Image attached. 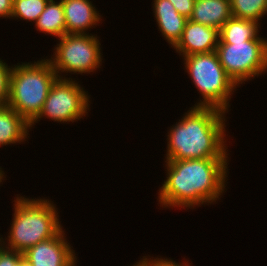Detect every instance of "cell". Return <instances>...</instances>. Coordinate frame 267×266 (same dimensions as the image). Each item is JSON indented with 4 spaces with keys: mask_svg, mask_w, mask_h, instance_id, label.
Wrapping results in <instances>:
<instances>
[{
    "mask_svg": "<svg viewBox=\"0 0 267 266\" xmlns=\"http://www.w3.org/2000/svg\"><path fill=\"white\" fill-rule=\"evenodd\" d=\"M229 158L165 160L166 180L158 201L164 208L213 204L225 191Z\"/></svg>",
    "mask_w": 267,
    "mask_h": 266,
    "instance_id": "1",
    "label": "cell"
},
{
    "mask_svg": "<svg viewBox=\"0 0 267 266\" xmlns=\"http://www.w3.org/2000/svg\"><path fill=\"white\" fill-rule=\"evenodd\" d=\"M226 112L192 106L167 132L166 160L229 158Z\"/></svg>",
    "mask_w": 267,
    "mask_h": 266,
    "instance_id": "2",
    "label": "cell"
},
{
    "mask_svg": "<svg viewBox=\"0 0 267 266\" xmlns=\"http://www.w3.org/2000/svg\"><path fill=\"white\" fill-rule=\"evenodd\" d=\"M18 196L13 201L14 215L8 236L4 239L0 236V244L6 249L24 253L39 242L56 236L63 226L53 201L45 197L29 199L25 195Z\"/></svg>",
    "mask_w": 267,
    "mask_h": 266,
    "instance_id": "3",
    "label": "cell"
},
{
    "mask_svg": "<svg viewBox=\"0 0 267 266\" xmlns=\"http://www.w3.org/2000/svg\"><path fill=\"white\" fill-rule=\"evenodd\" d=\"M21 63L12 65L7 105L30 124L41 112L58 75L46 58Z\"/></svg>",
    "mask_w": 267,
    "mask_h": 266,
    "instance_id": "4",
    "label": "cell"
},
{
    "mask_svg": "<svg viewBox=\"0 0 267 266\" xmlns=\"http://www.w3.org/2000/svg\"><path fill=\"white\" fill-rule=\"evenodd\" d=\"M182 59L185 71L203 97L194 107H213L228 113L231 96L239 86L225 72L217 52L197 53Z\"/></svg>",
    "mask_w": 267,
    "mask_h": 266,
    "instance_id": "5",
    "label": "cell"
},
{
    "mask_svg": "<svg viewBox=\"0 0 267 266\" xmlns=\"http://www.w3.org/2000/svg\"><path fill=\"white\" fill-rule=\"evenodd\" d=\"M93 34H65L55 46L53 57L47 60L58 78H65L62 73L90 74L102 66L101 43ZM62 72V73H61Z\"/></svg>",
    "mask_w": 267,
    "mask_h": 266,
    "instance_id": "6",
    "label": "cell"
},
{
    "mask_svg": "<svg viewBox=\"0 0 267 266\" xmlns=\"http://www.w3.org/2000/svg\"><path fill=\"white\" fill-rule=\"evenodd\" d=\"M216 52L225 72L238 86L267 72V40L219 42Z\"/></svg>",
    "mask_w": 267,
    "mask_h": 266,
    "instance_id": "7",
    "label": "cell"
},
{
    "mask_svg": "<svg viewBox=\"0 0 267 266\" xmlns=\"http://www.w3.org/2000/svg\"><path fill=\"white\" fill-rule=\"evenodd\" d=\"M84 89L72 77L57 78L50 88L41 112L30 123V128L32 129V126L43 117L58 123H73L86 116L91 100L88 91Z\"/></svg>",
    "mask_w": 267,
    "mask_h": 266,
    "instance_id": "8",
    "label": "cell"
},
{
    "mask_svg": "<svg viewBox=\"0 0 267 266\" xmlns=\"http://www.w3.org/2000/svg\"><path fill=\"white\" fill-rule=\"evenodd\" d=\"M65 237L62 229L56 236L28 248L23 257L32 266H71L77 256Z\"/></svg>",
    "mask_w": 267,
    "mask_h": 266,
    "instance_id": "9",
    "label": "cell"
},
{
    "mask_svg": "<svg viewBox=\"0 0 267 266\" xmlns=\"http://www.w3.org/2000/svg\"><path fill=\"white\" fill-rule=\"evenodd\" d=\"M218 43L219 30L217 28L188 19L180 40L173 48L183 57L216 51Z\"/></svg>",
    "mask_w": 267,
    "mask_h": 266,
    "instance_id": "10",
    "label": "cell"
},
{
    "mask_svg": "<svg viewBox=\"0 0 267 266\" xmlns=\"http://www.w3.org/2000/svg\"><path fill=\"white\" fill-rule=\"evenodd\" d=\"M64 8L66 34H88L100 23L101 15L90 0H61Z\"/></svg>",
    "mask_w": 267,
    "mask_h": 266,
    "instance_id": "11",
    "label": "cell"
},
{
    "mask_svg": "<svg viewBox=\"0 0 267 266\" xmlns=\"http://www.w3.org/2000/svg\"><path fill=\"white\" fill-rule=\"evenodd\" d=\"M153 13L158 28L171 47L180 40L187 18L177 12L169 0H153Z\"/></svg>",
    "mask_w": 267,
    "mask_h": 266,
    "instance_id": "12",
    "label": "cell"
},
{
    "mask_svg": "<svg viewBox=\"0 0 267 266\" xmlns=\"http://www.w3.org/2000/svg\"><path fill=\"white\" fill-rule=\"evenodd\" d=\"M231 17L230 0H195L189 19L220 30Z\"/></svg>",
    "mask_w": 267,
    "mask_h": 266,
    "instance_id": "13",
    "label": "cell"
},
{
    "mask_svg": "<svg viewBox=\"0 0 267 266\" xmlns=\"http://www.w3.org/2000/svg\"><path fill=\"white\" fill-rule=\"evenodd\" d=\"M30 124L9 105L0 106V146L20 144L29 137Z\"/></svg>",
    "mask_w": 267,
    "mask_h": 266,
    "instance_id": "14",
    "label": "cell"
},
{
    "mask_svg": "<svg viewBox=\"0 0 267 266\" xmlns=\"http://www.w3.org/2000/svg\"><path fill=\"white\" fill-rule=\"evenodd\" d=\"M260 24L241 18L231 17L219 30V42H244L267 40L259 36Z\"/></svg>",
    "mask_w": 267,
    "mask_h": 266,
    "instance_id": "15",
    "label": "cell"
},
{
    "mask_svg": "<svg viewBox=\"0 0 267 266\" xmlns=\"http://www.w3.org/2000/svg\"><path fill=\"white\" fill-rule=\"evenodd\" d=\"M37 31L61 38L66 34V22L62 1L49 0L35 22Z\"/></svg>",
    "mask_w": 267,
    "mask_h": 266,
    "instance_id": "16",
    "label": "cell"
},
{
    "mask_svg": "<svg viewBox=\"0 0 267 266\" xmlns=\"http://www.w3.org/2000/svg\"><path fill=\"white\" fill-rule=\"evenodd\" d=\"M232 17L252 20L260 24L267 13V0H230Z\"/></svg>",
    "mask_w": 267,
    "mask_h": 266,
    "instance_id": "17",
    "label": "cell"
},
{
    "mask_svg": "<svg viewBox=\"0 0 267 266\" xmlns=\"http://www.w3.org/2000/svg\"><path fill=\"white\" fill-rule=\"evenodd\" d=\"M49 0H13L11 18L36 22Z\"/></svg>",
    "mask_w": 267,
    "mask_h": 266,
    "instance_id": "18",
    "label": "cell"
},
{
    "mask_svg": "<svg viewBox=\"0 0 267 266\" xmlns=\"http://www.w3.org/2000/svg\"><path fill=\"white\" fill-rule=\"evenodd\" d=\"M11 66L0 58V106L7 105Z\"/></svg>",
    "mask_w": 267,
    "mask_h": 266,
    "instance_id": "19",
    "label": "cell"
},
{
    "mask_svg": "<svg viewBox=\"0 0 267 266\" xmlns=\"http://www.w3.org/2000/svg\"><path fill=\"white\" fill-rule=\"evenodd\" d=\"M23 253L4 248L0 244V266H19Z\"/></svg>",
    "mask_w": 267,
    "mask_h": 266,
    "instance_id": "20",
    "label": "cell"
},
{
    "mask_svg": "<svg viewBox=\"0 0 267 266\" xmlns=\"http://www.w3.org/2000/svg\"><path fill=\"white\" fill-rule=\"evenodd\" d=\"M177 12L187 19L192 16L195 0H169Z\"/></svg>",
    "mask_w": 267,
    "mask_h": 266,
    "instance_id": "21",
    "label": "cell"
},
{
    "mask_svg": "<svg viewBox=\"0 0 267 266\" xmlns=\"http://www.w3.org/2000/svg\"><path fill=\"white\" fill-rule=\"evenodd\" d=\"M13 9V0H0V17L11 18Z\"/></svg>",
    "mask_w": 267,
    "mask_h": 266,
    "instance_id": "22",
    "label": "cell"
},
{
    "mask_svg": "<svg viewBox=\"0 0 267 266\" xmlns=\"http://www.w3.org/2000/svg\"><path fill=\"white\" fill-rule=\"evenodd\" d=\"M132 266H159V258H155L152 259L150 258V256H143V258H141L139 261H137L136 263H134Z\"/></svg>",
    "mask_w": 267,
    "mask_h": 266,
    "instance_id": "23",
    "label": "cell"
},
{
    "mask_svg": "<svg viewBox=\"0 0 267 266\" xmlns=\"http://www.w3.org/2000/svg\"><path fill=\"white\" fill-rule=\"evenodd\" d=\"M189 261L188 260H185L184 262H177L172 260V259H165V258H162L160 257L159 258V266H192L191 264L192 263H188Z\"/></svg>",
    "mask_w": 267,
    "mask_h": 266,
    "instance_id": "24",
    "label": "cell"
},
{
    "mask_svg": "<svg viewBox=\"0 0 267 266\" xmlns=\"http://www.w3.org/2000/svg\"><path fill=\"white\" fill-rule=\"evenodd\" d=\"M19 266H32V264L24 257L19 260Z\"/></svg>",
    "mask_w": 267,
    "mask_h": 266,
    "instance_id": "25",
    "label": "cell"
},
{
    "mask_svg": "<svg viewBox=\"0 0 267 266\" xmlns=\"http://www.w3.org/2000/svg\"><path fill=\"white\" fill-rule=\"evenodd\" d=\"M4 171L2 170L1 166H0V184L2 183V180H4L5 176H4Z\"/></svg>",
    "mask_w": 267,
    "mask_h": 266,
    "instance_id": "26",
    "label": "cell"
}]
</instances>
